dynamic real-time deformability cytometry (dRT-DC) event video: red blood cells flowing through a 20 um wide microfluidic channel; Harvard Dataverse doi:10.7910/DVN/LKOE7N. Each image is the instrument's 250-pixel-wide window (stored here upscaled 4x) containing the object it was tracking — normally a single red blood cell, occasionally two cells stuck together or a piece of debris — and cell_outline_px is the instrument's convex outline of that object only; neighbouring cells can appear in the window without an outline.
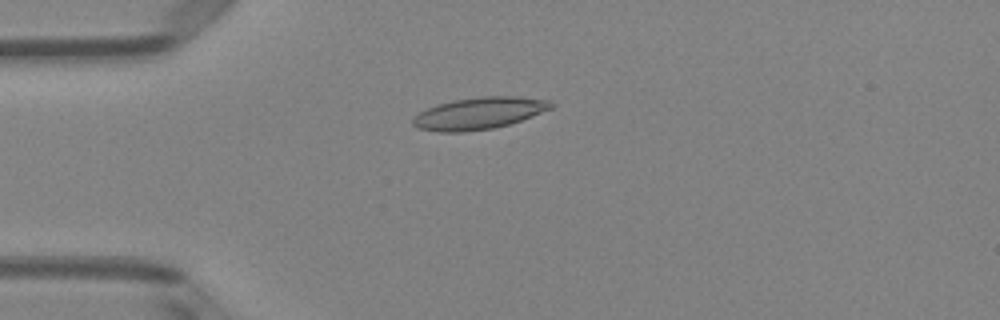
{"species": "Egyptian fruit bat (a non-hibernating species)", "species_latin": "Rousettus aegyptiacus", "temperature_condition": "room temperature", "stored_images_in_passage": 51, "camera_frame_rate_fps": 3000, "um_per_image_px": 0.085, "animal": {"sex": "female"}, "frame": {"image": 1, "passage_image": 13, "time_ms": 4.0, "image_size_px": [1000, 320], "cell_outline_px": [[556, 104], [552, 108], [532, 116], [508, 124], [492, 128], [460, 132], [436, 132], [416, 128], [412, 124], [412, 120], [420, 112], [436, 104], [452, 100], [484, 96], [516, 96], [552, 100]], "centroid_in_image_um": [40.72, 9.62], "position_along_channel_um": 44.3, "area_um2": 25.72}}
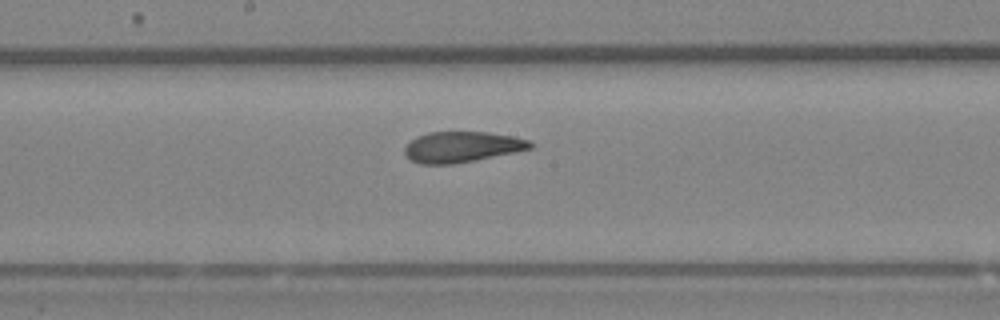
{"frame": {"image": 2, "passage_image": 27, "time_ms": 8.667, "image_size_px": [1000, 320], "cell_outline_px": [[532, 148], [452, 164], [420, 164], [412, 160], [404, 152], [404, 148], [416, 136], [428, 132], [488, 132], [512, 136], [528, 140], [532, 144]], "centroid_in_image_um": [39.22, 12.47], "position_along_channel_um": 209.0, "area_um2": 22.02}}
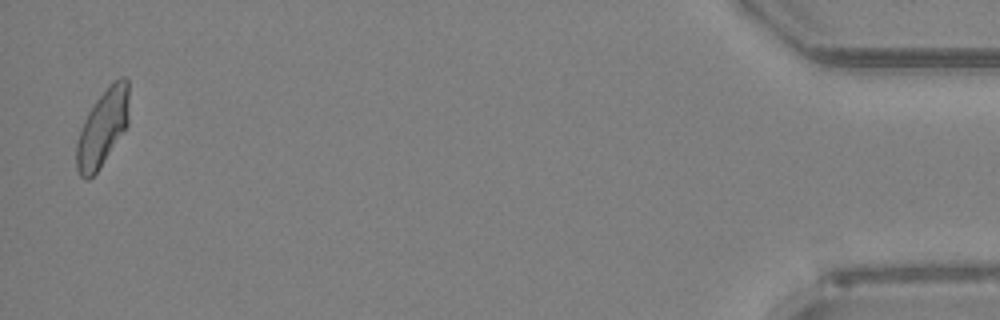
{"frame": {"image": 3, "passage_image": 50, "time_ms": 16.333, "image_size_px": [1000, 320], "cell_outline_px": [[128, 124], [100, 168], [88, 180], [84, 180], [80, 176], [76, 168], [76, 144], [84, 120], [88, 112], [96, 100], [120, 76], [124, 76], [128, 80]], "centroid_in_image_um": [8.71, 10.91], "position_along_channel_um": 426.5, "area_um2": 23.12}, "authors_computed_cell_mechanics": {"area_um2": 23.4668, "velocity_mm_per_s": 3.9758, "shape_relaxation_time_tau1_ms": 7.6578, "shape_relaxation_time_tau2_ms": 1.7659, "deformation_change_tau1": 0.1903, "deformation_change_tau2": 0.0893}}